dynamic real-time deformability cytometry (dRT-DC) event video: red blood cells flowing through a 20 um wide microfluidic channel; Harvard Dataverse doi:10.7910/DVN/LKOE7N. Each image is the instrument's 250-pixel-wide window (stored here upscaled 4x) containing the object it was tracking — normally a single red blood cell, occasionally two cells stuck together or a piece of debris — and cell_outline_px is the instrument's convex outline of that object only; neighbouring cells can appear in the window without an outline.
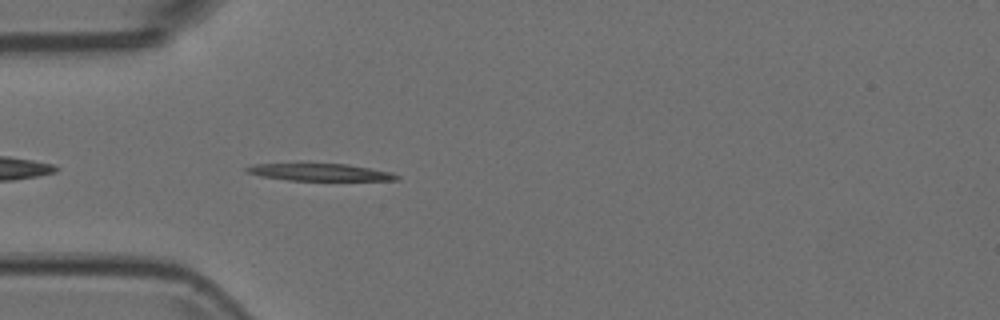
{"species": "Egyptian fruit bat (a non-hibernating species)", "species_latin": "Rousettus aegyptiacus", "temperature_condition": "room temperature", "stored_images_in_passage": 40, "camera_frame_rate_fps": 3000, "um_per_image_px": 0.085, "animal": {"sex": "female"}, "frame": {"image": 1, "passage_image": 2, "time_ms": 0.333, "image_size_px": [1000, 320], "cell_outline_px": [[400, 176], [396, 180], [288, 180], [260, 176], [248, 172], [244, 168], [256, 164], [348, 164], [392, 172]], "centroid_in_image_um": [27.22, 14.64], "position_along_channel_um": 57.8, "area_um2": 14.74}}
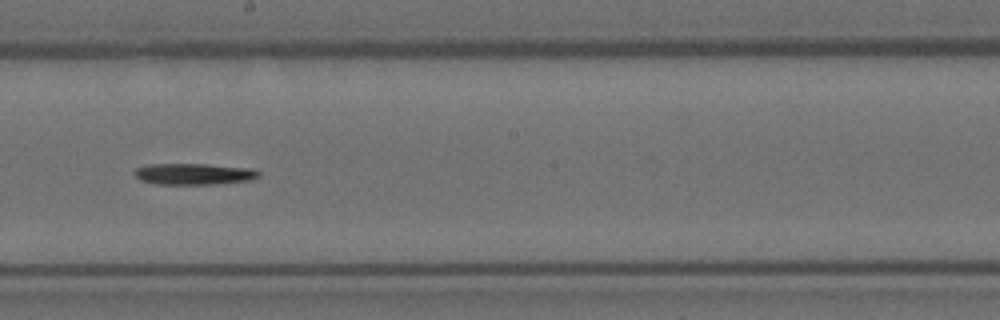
{"frame": {"image": 2, "passage_image": 16, "time_ms": 5.0, "image_size_px": [1000, 320], "cell_outline_px": [[260, 176], [248, 180], [216, 184], [156, 184], [140, 180], [132, 172], [136, 168], [144, 164], [208, 164], [252, 168], [260, 172]], "centroid_in_image_um": [16.44, 14.78], "position_along_channel_um": 231.8, "area_um2": 15.55}}
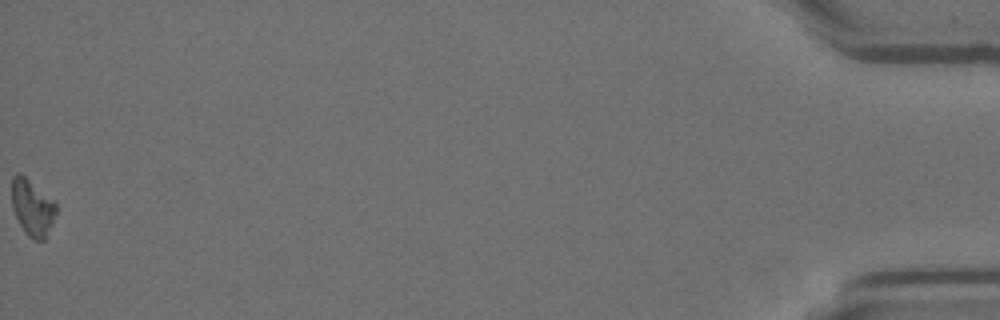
{"frame": {"image": 3, "passage_image": 40, "time_ms": 13.0, "image_size_px": [1000, 320], "cell_outline_px": [[56, 212], [52, 224], [44, 240], [36, 240], [28, 236], [20, 224], [12, 208], [12, 176], [16, 172], [20, 172], [52, 200], [56, 204]], "centroid_in_image_um": [2.73, 17.63], "position_along_channel_um": 432.5, "area_um2": 14.28}}